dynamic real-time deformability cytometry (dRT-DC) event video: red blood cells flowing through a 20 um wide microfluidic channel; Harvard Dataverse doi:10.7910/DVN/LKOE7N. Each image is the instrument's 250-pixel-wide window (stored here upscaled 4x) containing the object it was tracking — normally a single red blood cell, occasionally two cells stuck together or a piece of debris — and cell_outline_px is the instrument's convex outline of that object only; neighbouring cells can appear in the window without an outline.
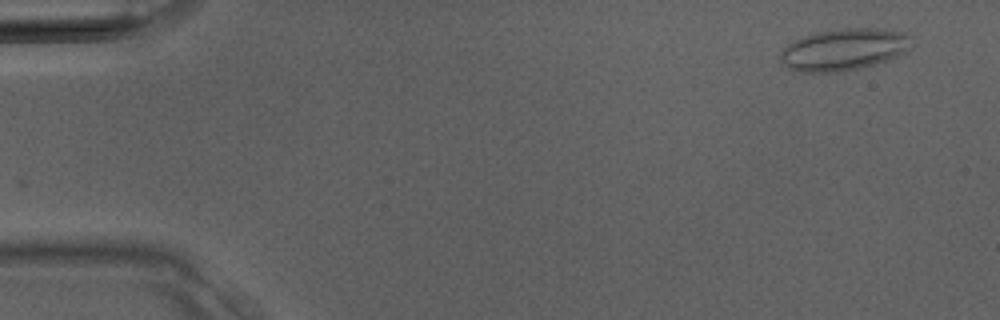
{"species": "Egyptian fruit bat (a non-hibernating species)", "species_latin": "Rousettus aegyptiacus", "temperature_condition": "room temperature", "stored_images_in_passage": 11, "camera_frame_rate_fps": 3000, "um_per_image_px": 0.085, "animal": {"sex": "male"}, "frame": {"image": 1, "passage_image": 3, "time_ms": 0.667, "image_size_px": [1000, 320], "cell_outline_px": [[912, 48], [888, 60], [860, 68], [840, 72], [800, 72], [788, 68], [780, 60], [780, 52], [788, 44], [812, 32], [844, 28], [876, 28], [904, 32], [912, 36]], "centroid_in_image_um": [71.75, 4.2], "position_along_channel_um": 13.2, "area_um2": 32.19}}